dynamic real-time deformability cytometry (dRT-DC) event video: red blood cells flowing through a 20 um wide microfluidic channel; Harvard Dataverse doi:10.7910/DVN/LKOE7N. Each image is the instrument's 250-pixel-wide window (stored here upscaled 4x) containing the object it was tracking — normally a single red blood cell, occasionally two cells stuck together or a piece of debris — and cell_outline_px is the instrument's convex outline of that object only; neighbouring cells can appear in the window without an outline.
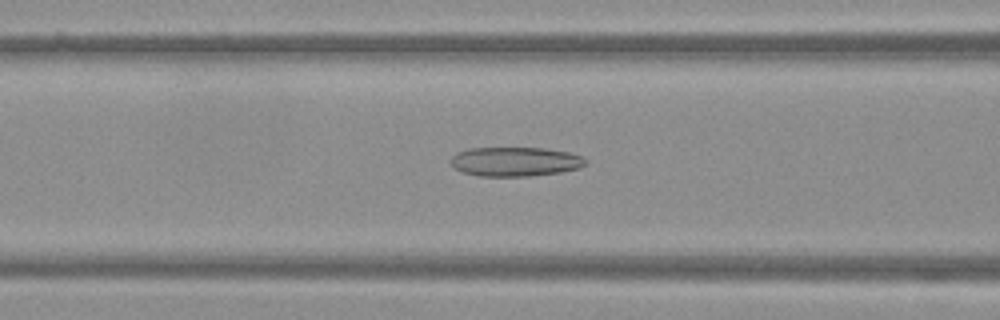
{"species": "Egyptian fruit bat (a non-hibernating species)", "species_latin": "Rousettus aegyptiacus", "temperature_condition": "warm", "stored_images_in_passage": 50, "camera_frame_rate_fps": 3000, "um_per_image_px": 0.085, "frame": {"image": 1, "passage_image": 20, "time_ms": 6.333, "image_size_px": [1000, 320], "cell_outline_px": [[588, 164], [580, 168], [560, 172], [528, 176], [480, 176], [464, 172], [456, 168], [448, 160], [456, 152], [468, 148], [544, 148], [568, 152], [580, 156], [588, 160]], "centroid_in_image_um": [43.8, 13.73], "position_along_channel_um": 122.8, "area_um2": 23.06}}
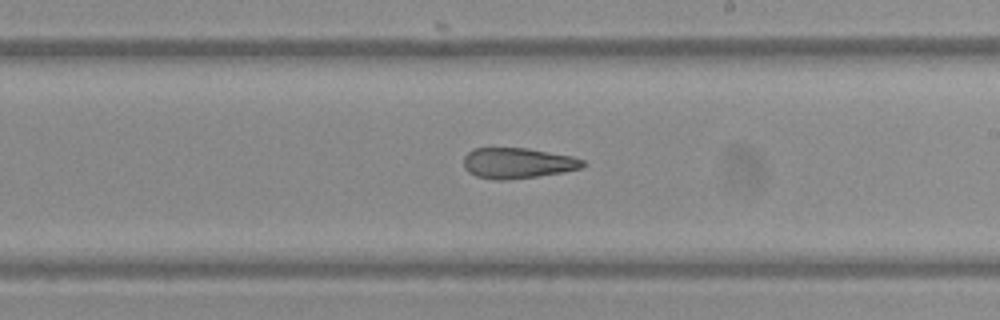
{"frame": {"image": 2, "passage_image": 29, "time_ms": 9.333, "image_size_px": [1000, 320], "cell_outline_px": [[588, 164], [580, 168], [564, 172], [536, 176], [504, 180], [492, 180], [476, 176], [468, 172], [464, 168], [464, 156], [472, 148], [528, 148], [572, 156], [584, 160]], "centroid_in_image_um": [43.99, 13.86], "position_along_channel_um": 245.0, "area_um2": 21.39}}
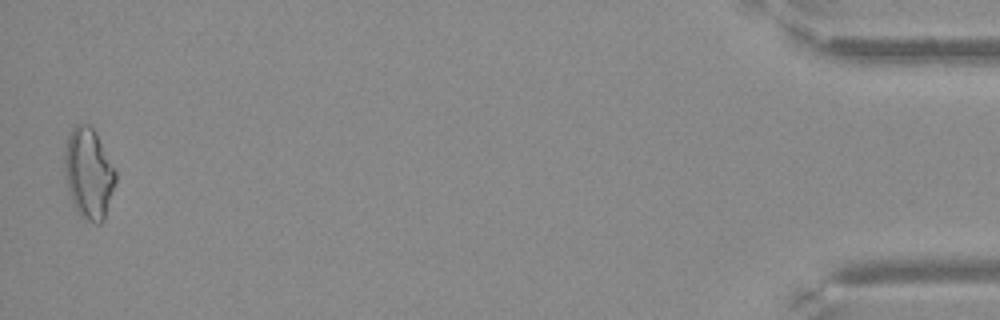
{"frame": {"image": 3, "passage_image": 49, "time_ms": 16.0, "image_size_px": [1000, 320], "cell_outline_px": [[116, 180], [104, 220], [100, 224], [96, 224], [80, 216], [76, 212], [68, 192], [64, 176], [64, 148], [68, 136], [72, 128], [76, 124], [88, 124], [96, 132], [116, 172]], "centroid_in_image_um": [7.51, 14.75], "position_along_channel_um": 427.7, "area_um2": 27.17}}